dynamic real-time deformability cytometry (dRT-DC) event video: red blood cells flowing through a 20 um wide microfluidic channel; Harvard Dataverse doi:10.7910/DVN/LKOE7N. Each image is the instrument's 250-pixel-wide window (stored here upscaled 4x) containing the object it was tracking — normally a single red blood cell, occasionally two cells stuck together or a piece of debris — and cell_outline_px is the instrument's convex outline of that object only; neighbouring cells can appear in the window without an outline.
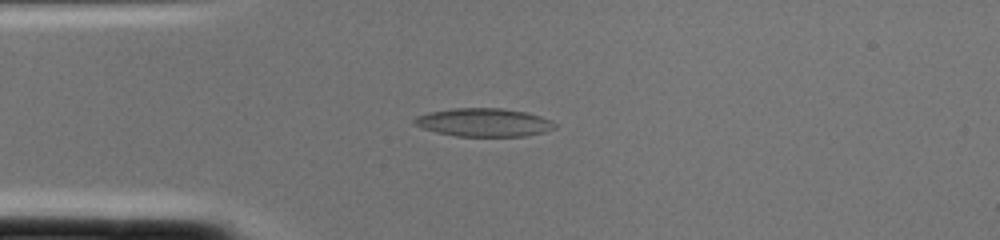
{"species": "common noctule bat (a hibernating species)", "species_latin": "Nyctalus noctula", "temperature_condition": "cold", "stored_images_in_passage": 1, "camera_frame_rate_fps": 3000, "um_per_image_px": 0.085, "animal": {"sex": "female", "body_mass_g": 22.0, "forearm_length_mm": 56.7}, "frame": {"image": 1, "passage_image": 1, "time_ms": 0.0, "image_size_px": [1000, 240], "cell_outline_px": [[556, 128], [544, 132], [524, 136], [456, 136], [436, 132], [412, 124], [412, 120], [416, 116], [428, 112], [452, 108], [500, 108], [524, 112], [540, 116], [552, 120], [556, 124]], "centroid_in_image_um": [41.1, 10.4], "position_along_channel_um": 43.9, "area_um2": 23.18}}